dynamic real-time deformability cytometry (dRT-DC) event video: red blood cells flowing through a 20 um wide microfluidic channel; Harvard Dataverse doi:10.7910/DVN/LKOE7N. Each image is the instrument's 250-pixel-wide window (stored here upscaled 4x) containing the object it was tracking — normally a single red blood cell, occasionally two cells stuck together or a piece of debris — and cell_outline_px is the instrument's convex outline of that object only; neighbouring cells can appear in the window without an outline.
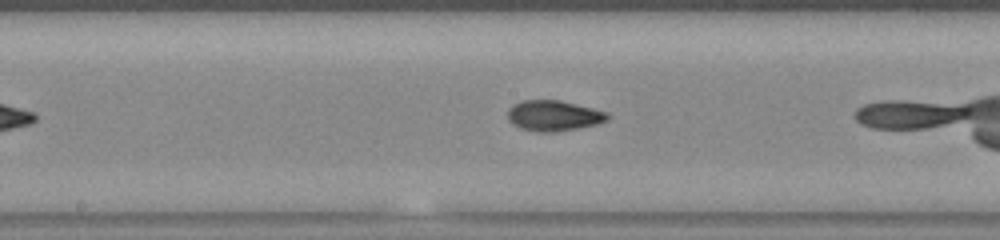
{"species": "common noctule bat (a hibernating species)", "species_latin": "Nyctalus noctula", "temperature_condition": "warm", "stored_images_in_passage": 35, "camera_frame_rate_fps": 3000, "um_per_image_px": 0.085, "animal": {"sex": "female", "body_mass_g": 23.0, "forearm_length_mm": 53.4}, "frame": {"image": 1, "passage_image": 20, "time_ms": 6.333, "image_size_px": [1000, 240], "cell_outline_px": [[608, 120], [596, 124], [556, 132], [536, 132], [520, 128], [512, 124], [508, 120], [508, 108], [512, 104], [524, 100], [560, 100], [608, 112]], "centroid_in_image_um": [47.02, 9.83], "position_along_channel_um": 201.2, "area_um2": 17.8}}